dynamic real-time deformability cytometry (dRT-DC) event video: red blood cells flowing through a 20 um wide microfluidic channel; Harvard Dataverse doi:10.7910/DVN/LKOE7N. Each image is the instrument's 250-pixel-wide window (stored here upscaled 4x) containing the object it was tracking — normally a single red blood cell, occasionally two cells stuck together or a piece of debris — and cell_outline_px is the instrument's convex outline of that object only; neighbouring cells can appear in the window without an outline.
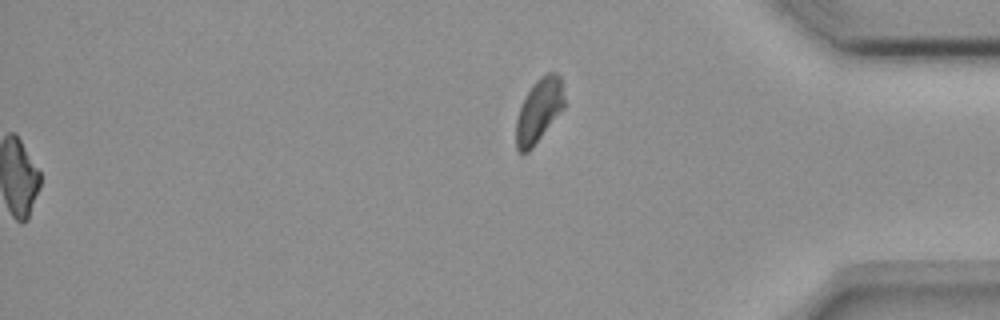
{"species": "common noctule bat (a hibernating species)", "species_latin": "Nyctalus noctula", "temperature_condition": "room temperature", "stored_images_in_passage": 55, "segment_of_instrument_passage": [2, 2], "camera_frame_rate_fps": 3000, "um_per_image_px": 0.085, "animal": {"sex": "female", "body_mass_g": 18.4}, "frame": {"image": 1, "passage_image": 55, "time_ms": 18.0, "image_size_px": [1000, 320], "cell_outline_px": [[564, 108], [532, 148], [528, 152], [520, 152], [516, 148], [516, 120], [524, 96], [532, 84], [540, 76], [548, 72], [556, 72], [560, 76], [564, 96]], "centroid_in_image_um": [45.8, 9.37], "position_along_channel_um": 389.4, "area_um2": 17.92}}